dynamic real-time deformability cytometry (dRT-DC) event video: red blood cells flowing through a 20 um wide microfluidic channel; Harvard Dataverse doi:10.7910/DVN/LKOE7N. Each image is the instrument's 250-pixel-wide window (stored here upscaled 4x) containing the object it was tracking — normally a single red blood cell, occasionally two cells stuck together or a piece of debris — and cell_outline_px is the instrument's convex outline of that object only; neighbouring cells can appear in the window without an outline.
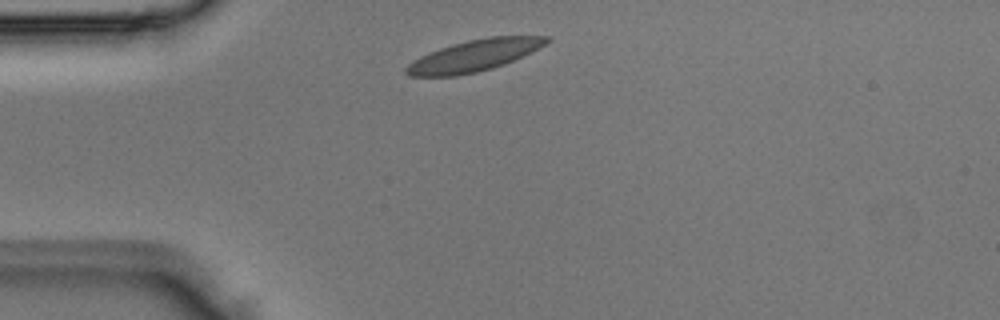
{"species": "Egyptian fruit bat (a non-hibernating species)", "species_latin": "Rousettus aegyptiacus", "temperature_condition": "room temperature", "stored_images_in_passage": 1, "camera_frame_rate_fps": 3000, "um_per_image_px": 0.085, "animal": {"sex": "male"}, "frame": {"image": 1, "passage_image": 1, "time_ms": 0.0, "image_size_px": [1000, 320], "cell_outline_px": [[552, 40], [504, 64], [492, 68], [476, 72], [456, 76], [408, 76], [404, 72], [404, 68], [408, 64], [420, 56], [440, 48], [452, 44], [468, 40], [492, 36], [552, 36]], "centroid_in_image_um": [40.25, 4.73], "position_along_channel_um": 44.8, "area_um2": 25.37}}